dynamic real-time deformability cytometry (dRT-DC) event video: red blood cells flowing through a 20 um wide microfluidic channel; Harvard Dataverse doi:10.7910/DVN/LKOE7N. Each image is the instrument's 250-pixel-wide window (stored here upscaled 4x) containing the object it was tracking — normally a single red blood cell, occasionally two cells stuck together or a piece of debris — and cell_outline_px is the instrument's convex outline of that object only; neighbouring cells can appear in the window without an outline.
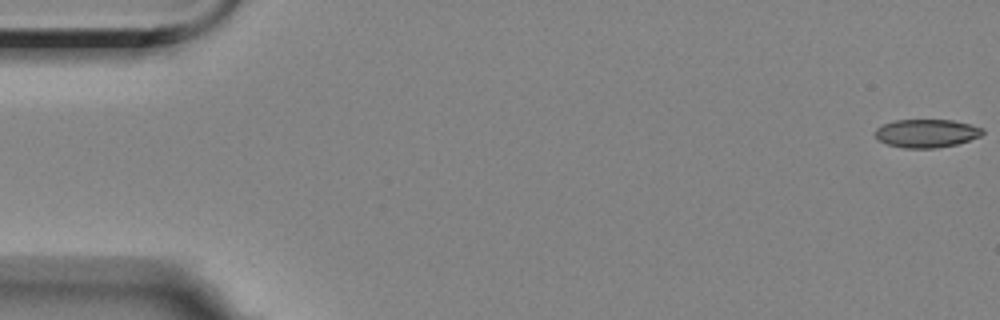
{"species": "Egyptian fruit bat (a non-hibernating species)", "species_latin": "Rousettus aegyptiacus", "temperature_condition": "room temperature", "stored_images_in_passage": 7, "camera_frame_rate_fps": 3000, "um_per_image_px": 0.085, "animal": {"sex": "female"}, "frame": {"image": 1, "passage_image": 1, "time_ms": 0.0, "image_size_px": [1000, 320], "cell_outline_px": [[984, 132], [980, 136], [956, 144], [936, 148], [904, 148], [888, 144], [880, 140], [876, 136], [876, 128], [884, 124], [896, 120], [952, 120], [984, 128]], "centroid_in_image_um": [78.77, 11.33], "position_along_channel_um": 6.2, "area_um2": 17.46}}